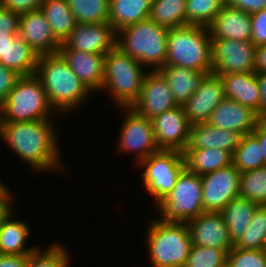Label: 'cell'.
<instances>
[{"mask_svg": "<svg viewBox=\"0 0 266 267\" xmlns=\"http://www.w3.org/2000/svg\"><path fill=\"white\" fill-rule=\"evenodd\" d=\"M52 120L4 123L0 137L36 172L62 171L58 131Z\"/></svg>", "mask_w": 266, "mask_h": 267, "instance_id": "6da1fadb", "label": "cell"}, {"mask_svg": "<svg viewBox=\"0 0 266 267\" xmlns=\"http://www.w3.org/2000/svg\"><path fill=\"white\" fill-rule=\"evenodd\" d=\"M35 75L41 81L55 114L76 110L92 92L74 74L59 52L39 56Z\"/></svg>", "mask_w": 266, "mask_h": 267, "instance_id": "7a4b0ae2", "label": "cell"}, {"mask_svg": "<svg viewBox=\"0 0 266 267\" xmlns=\"http://www.w3.org/2000/svg\"><path fill=\"white\" fill-rule=\"evenodd\" d=\"M168 30L148 18L121 28L116 46L144 67L160 70L166 64Z\"/></svg>", "mask_w": 266, "mask_h": 267, "instance_id": "3957f363", "label": "cell"}, {"mask_svg": "<svg viewBox=\"0 0 266 267\" xmlns=\"http://www.w3.org/2000/svg\"><path fill=\"white\" fill-rule=\"evenodd\" d=\"M165 65L212 72V39L209 27L188 24L169 29Z\"/></svg>", "mask_w": 266, "mask_h": 267, "instance_id": "277c9868", "label": "cell"}, {"mask_svg": "<svg viewBox=\"0 0 266 267\" xmlns=\"http://www.w3.org/2000/svg\"><path fill=\"white\" fill-rule=\"evenodd\" d=\"M136 59L115 46L105 55L102 89H106L116 107H131L139 98L144 77Z\"/></svg>", "mask_w": 266, "mask_h": 267, "instance_id": "5b68a950", "label": "cell"}, {"mask_svg": "<svg viewBox=\"0 0 266 267\" xmlns=\"http://www.w3.org/2000/svg\"><path fill=\"white\" fill-rule=\"evenodd\" d=\"M151 222L146 241L152 267H184L192 247L188 224L158 218Z\"/></svg>", "mask_w": 266, "mask_h": 267, "instance_id": "8992f818", "label": "cell"}, {"mask_svg": "<svg viewBox=\"0 0 266 267\" xmlns=\"http://www.w3.org/2000/svg\"><path fill=\"white\" fill-rule=\"evenodd\" d=\"M3 110L5 123L52 119L55 112L35 74L19 78L3 101Z\"/></svg>", "mask_w": 266, "mask_h": 267, "instance_id": "52a82bcc", "label": "cell"}, {"mask_svg": "<svg viewBox=\"0 0 266 267\" xmlns=\"http://www.w3.org/2000/svg\"><path fill=\"white\" fill-rule=\"evenodd\" d=\"M163 222H185L204 212L201 176L186 168L180 173L172 191L156 206Z\"/></svg>", "mask_w": 266, "mask_h": 267, "instance_id": "ba28073f", "label": "cell"}, {"mask_svg": "<svg viewBox=\"0 0 266 267\" xmlns=\"http://www.w3.org/2000/svg\"><path fill=\"white\" fill-rule=\"evenodd\" d=\"M138 165L144 168L143 184L153 196L155 206L172 191L178 176L185 169L183 152L178 150H159Z\"/></svg>", "mask_w": 266, "mask_h": 267, "instance_id": "9c48e42d", "label": "cell"}, {"mask_svg": "<svg viewBox=\"0 0 266 267\" xmlns=\"http://www.w3.org/2000/svg\"><path fill=\"white\" fill-rule=\"evenodd\" d=\"M126 113L119 133L118 150L137 153L135 161L139 164L160 149L156 143L151 119L138 114L131 107H122Z\"/></svg>", "mask_w": 266, "mask_h": 267, "instance_id": "30bf717a", "label": "cell"}, {"mask_svg": "<svg viewBox=\"0 0 266 267\" xmlns=\"http://www.w3.org/2000/svg\"><path fill=\"white\" fill-rule=\"evenodd\" d=\"M257 47L251 41L212 40V73L256 72Z\"/></svg>", "mask_w": 266, "mask_h": 267, "instance_id": "8fae6325", "label": "cell"}, {"mask_svg": "<svg viewBox=\"0 0 266 267\" xmlns=\"http://www.w3.org/2000/svg\"><path fill=\"white\" fill-rule=\"evenodd\" d=\"M240 171L230 164L201 176L204 212H221L239 196Z\"/></svg>", "mask_w": 266, "mask_h": 267, "instance_id": "7c38bea8", "label": "cell"}, {"mask_svg": "<svg viewBox=\"0 0 266 267\" xmlns=\"http://www.w3.org/2000/svg\"><path fill=\"white\" fill-rule=\"evenodd\" d=\"M178 106L166 78L159 70L148 71L144 77L140 96L131 106L148 119Z\"/></svg>", "mask_w": 266, "mask_h": 267, "instance_id": "4fadbf2b", "label": "cell"}, {"mask_svg": "<svg viewBox=\"0 0 266 267\" xmlns=\"http://www.w3.org/2000/svg\"><path fill=\"white\" fill-rule=\"evenodd\" d=\"M156 143L160 150L183 152L189 142L190 123L182 106L164 111L151 119Z\"/></svg>", "mask_w": 266, "mask_h": 267, "instance_id": "5bb4252c", "label": "cell"}, {"mask_svg": "<svg viewBox=\"0 0 266 267\" xmlns=\"http://www.w3.org/2000/svg\"><path fill=\"white\" fill-rule=\"evenodd\" d=\"M226 98L221 77L208 73L199 88L182 105L190 124L207 122L212 112Z\"/></svg>", "mask_w": 266, "mask_h": 267, "instance_id": "9a60e30c", "label": "cell"}, {"mask_svg": "<svg viewBox=\"0 0 266 267\" xmlns=\"http://www.w3.org/2000/svg\"><path fill=\"white\" fill-rule=\"evenodd\" d=\"M116 40L117 32L109 22L76 23L63 43L70 49L106 55L116 46Z\"/></svg>", "mask_w": 266, "mask_h": 267, "instance_id": "2e32d148", "label": "cell"}, {"mask_svg": "<svg viewBox=\"0 0 266 267\" xmlns=\"http://www.w3.org/2000/svg\"><path fill=\"white\" fill-rule=\"evenodd\" d=\"M187 224L192 245L225 250L227 253L234 246L220 212H203Z\"/></svg>", "mask_w": 266, "mask_h": 267, "instance_id": "e0dca14e", "label": "cell"}, {"mask_svg": "<svg viewBox=\"0 0 266 267\" xmlns=\"http://www.w3.org/2000/svg\"><path fill=\"white\" fill-rule=\"evenodd\" d=\"M18 35L38 56L59 52L61 43L54 36L41 9L20 15Z\"/></svg>", "mask_w": 266, "mask_h": 267, "instance_id": "ac0fdd59", "label": "cell"}, {"mask_svg": "<svg viewBox=\"0 0 266 267\" xmlns=\"http://www.w3.org/2000/svg\"><path fill=\"white\" fill-rule=\"evenodd\" d=\"M59 53L85 86L92 92L102 90L105 55L70 49L64 43Z\"/></svg>", "mask_w": 266, "mask_h": 267, "instance_id": "d6986e66", "label": "cell"}, {"mask_svg": "<svg viewBox=\"0 0 266 267\" xmlns=\"http://www.w3.org/2000/svg\"><path fill=\"white\" fill-rule=\"evenodd\" d=\"M259 121L258 114L234 100L225 98L212 112L208 123L215 128L251 134Z\"/></svg>", "mask_w": 266, "mask_h": 267, "instance_id": "ffe728a7", "label": "cell"}, {"mask_svg": "<svg viewBox=\"0 0 266 267\" xmlns=\"http://www.w3.org/2000/svg\"><path fill=\"white\" fill-rule=\"evenodd\" d=\"M208 27L212 40L251 41L250 14L234 8L228 3L224 5Z\"/></svg>", "mask_w": 266, "mask_h": 267, "instance_id": "44dd1931", "label": "cell"}, {"mask_svg": "<svg viewBox=\"0 0 266 267\" xmlns=\"http://www.w3.org/2000/svg\"><path fill=\"white\" fill-rule=\"evenodd\" d=\"M242 135L236 131L215 128L208 122L190 125L186 149H221L234 154Z\"/></svg>", "mask_w": 266, "mask_h": 267, "instance_id": "7402d4cb", "label": "cell"}, {"mask_svg": "<svg viewBox=\"0 0 266 267\" xmlns=\"http://www.w3.org/2000/svg\"><path fill=\"white\" fill-rule=\"evenodd\" d=\"M38 58L37 53L19 35L0 38V63L19 75L35 74Z\"/></svg>", "mask_w": 266, "mask_h": 267, "instance_id": "603a6c76", "label": "cell"}, {"mask_svg": "<svg viewBox=\"0 0 266 267\" xmlns=\"http://www.w3.org/2000/svg\"><path fill=\"white\" fill-rule=\"evenodd\" d=\"M226 98L249 107L260 119V90L257 72H243L220 75Z\"/></svg>", "mask_w": 266, "mask_h": 267, "instance_id": "cb8c5ba5", "label": "cell"}, {"mask_svg": "<svg viewBox=\"0 0 266 267\" xmlns=\"http://www.w3.org/2000/svg\"><path fill=\"white\" fill-rule=\"evenodd\" d=\"M159 71L166 78L178 106H182L199 88L204 77L211 73L174 65H164Z\"/></svg>", "mask_w": 266, "mask_h": 267, "instance_id": "d4e9b609", "label": "cell"}, {"mask_svg": "<svg viewBox=\"0 0 266 267\" xmlns=\"http://www.w3.org/2000/svg\"><path fill=\"white\" fill-rule=\"evenodd\" d=\"M14 211L11 208L1 220L0 254L29 255L38 247H26L25 242L31 231L24 221L12 218Z\"/></svg>", "mask_w": 266, "mask_h": 267, "instance_id": "484cf974", "label": "cell"}, {"mask_svg": "<svg viewBox=\"0 0 266 267\" xmlns=\"http://www.w3.org/2000/svg\"><path fill=\"white\" fill-rule=\"evenodd\" d=\"M185 168L200 176L214 172L233 163V155L221 149H185Z\"/></svg>", "mask_w": 266, "mask_h": 267, "instance_id": "4316f807", "label": "cell"}, {"mask_svg": "<svg viewBox=\"0 0 266 267\" xmlns=\"http://www.w3.org/2000/svg\"><path fill=\"white\" fill-rule=\"evenodd\" d=\"M153 0H110L108 22L118 32L121 28L149 18Z\"/></svg>", "mask_w": 266, "mask_h": 267, "instance_id": "83f0119b", "label": "cell"}, {"mask_svg": "<svg viewBox=\"0 0 266 267\" xmlns=\"http://www.w3.org/2000/svg\"><path fill=\"white\" fill-rule=\"evenodd\" d=\"M259 205L241 196L232 199L220 212L233 244L244 234Z\"/></svg>", "mask_w": 266, "mask_h": 267, "instance_id": "f1b7e54d", "label": "cell"}, {"mask_svg": "<svg viewBox=\"0 0 266 267\" xmlns=\"http://www.w3.org/2000/svg\"><path fill=\"white\" fill-rule=\"evenodd\" d=\"M40 9L56 39L63 43L76 24L68 0H45Z\"/></svg>", "mask_w": 266, "mask_h": 267, "instance_id": "f546056e", "label": "cell"}, {"mask_svg": "<svg viewBox=\"0 0 266 267\" xmlns=\"http://www.w3.org/2000/svg\"><path fill=\"white\" fill-rule=\"evenodd\" d=\"M186 0H153L149 18L167 29L187 25Z\"/></svg>", "mask_w": 266, "mask_h": 267, "instance_id": "4dcf8cb0", "label": "cell"}, {"mask_svg": "<svg viewBox=\"0 0 266 267\" xmlns=\"http://www.w3.org/2000/svg\"><path fill=\"white\" fill-rule=\"evenodd\" d=\"M233 164L240 172L251 171L266 165L262 145L253 133L241 137L233 154Z\"/></svg>", "mask_w": 266, "mask_h": 267, "instance_id": "1f68e13d", "label": "cell"}, {"mask_svg": "<svg viewBox=\"0 0 266 267\" xmlns=\"http://www.w3.org/2000/svg\"><path fill=\"white\" fill-rule=\"evenodd\" d=\"M110 0H68L76 23L108 22Z\"/></svg>", "mask_w": 266, "mask_h": 267, "instance_id": "d6a6232c", "label": "cell"}, {"mask_svg": "<svg viewBox=\"0 0 266 267\" xmlns=\"http://www.w3.org/2000/svg\"><path fill=\"white\" fill-rule=\"evenodd\" d=\"M241 249H266V206H258L244 234L234 244Z\"/></svg>", "mask_w": 266, "mask_h": 267, "instance_id": "836d02e7", "label": "cell"}, {"mask_svg": "<svg viewBox=\"0 0 266 267\" xmlns=\"http://www.w3.org/2000/svg\"><path fill=\"white\" fill-rule=\"evenodd\" d=\"M239 196L266 206V165L240 173Z\"/></svg>", "mask_w": 266, "mask_h": 267, "instance_id": "e575fe53", "label": "cell"}, {"mask_svg": "<svg viewBox=\"0 0 266 267\" xmlns=\"http://www.w3.org/2000/svg\"><path fill=\"white\" fill-rule=\"evenodd\" d=\"M226 3L227 0H186L187 25L209 26Z\"/></svg>", "mask_w": 266, "mask_h": 267, "instance_id": "d590c367", "label": "cell"}, {"mask_svg": "<svg viewBox=\"0 0 266 267\" xmlns=\"http://www.w3.org/2000/svg\"><path fill=\"white\" fill-rule=\"evenodd\" d=\"M69 261L67 249L58 243L43 250L38 247L27 255V267H69Z\"/></svg>", "mask_w": 266, "mask_h": 267, "instance_id": "8d00e7d4", "label": "cell"}, {"mask_svg": "<svg viewBox=\"0 0 266 267\" xmlns=\"http://www.w3.org/2000/svg\"><path fill=\"white\" fill-rule=\"evenodd\" d=\"M225 250L192 245L184 267H227Z\"/></svg>", "mask_w": 266, "mask_h": 267, "instance_id": "74e56055", "label": "cell"}, {"mask_svg": "<svg viewBox=\"0 0 266 267\" xmlns=\"http://www.w3.org/2000/svg\"><path fill=\"white\" fill-rule=\"evenodd\" d=\"M227 267H266V249L234 247L228 252Z\"/></svg>", "mask_w": 266, "mask_h": 267, "instance_id": "f35d334b", "label": "cell"}, {"mask_svg": "<svg viewBox=\"0 0 266 267\" xmlns=\"http://www.w3.org/2000/svg\"><path fill=\"white\" fill-rule=\"evenodd\" d=\"M20 14L0 6V38H14L19 33Z\"/></svg>", "mask_w": 266, "mask_h": 267, "instance_id": "ab89813d", "label": "cell"}, {"mask_svg": "<svg viewBox=\"0 0 266 267\" xmlns=\"http://www.w3.org/2000/svg\"><path fill=\"white\" fill-rule=\"evenodd\" d=\"M251 42L256 46L266 44V9L250 15Z\"/></svg>", "mask_w": 266, "mask_h": 267, "instance_id": "60d3db41", "label": "cell"}, {"mask_svg": "<svg viewBox=\"0 0 266 267\" xmlns=\"http://www.w3.org/2000/svg\"><path fill=\"white\" fill-rule=\"evenodd\" d=\"M44 1L45 0H0V6L21 15L26 12L39 10Z\"/></svg>", "mask_w": 266, "mask_h": 267, "instance_id": "b9f144b4", "label": "cell"}, {"mask_svg": "<svg viewBox=\"0 0 266 267\" xmlns=\"http://www.w3.org/2000/svg\"><path fill=\"white\" fill-rule=\"evenodd\" d=\"M21 75L0 63V100L4 101Z\"/></svg>", "mask_w": 266, "mask_h": 267, "instance_id": "7bdbcfd3", "label": "cell"}, {"mask_svg": "<svg viewBox=\"0 0 266 267\" xmlns=\"http://www.w3.org/2000/svg\"><path fill=\"white\" fill-rule=\"evenodd\" d=\"M227 3L250 15L266 9V0H227Z\"/></svg>", "mask_w": 266, "mask_h": 267, "instance_id": "ee69618b", "label": "cell"}, {"mask_svg": "<svg viewBox=\"0 0 266 267\" xmlns=\"http://www.w3.org/2000/svg\"><path fill=\"white\" fill-rule=\"evenodd\" d=\"M0 267H27V255L0 254Z\"/></svg>", "mask_w": 266, "mask_h": 267, "instance_id": "f6af8a7d", "label": "cell"}, {"mask_svg": "<svg viewBox=\"0 0 266 267\" xmlns=\"http://www.w3.org/2000/svg\"><path fill=\"white\" fill-rule=\"evenodd\" d=\"M257 82L260 90V119L266 120V73H257Z\"/></svg>", "mask_w": 266, "mask_h": 267, "instance_id": "bcb514c9", "label": "cell"}, {"mask_svg": "<svg viewBox=\"0 0 266 267\" xmlns=\"http://www.w3.org/2000/svg\"><path fill=\"white\" fill-rule=\"evenodd\" d=\"M252 133L258 138L260 144L262 145V153L266 164V120L259 119L256 128Z\"/></svg>", "mask_w": 266, "mask_h": 267, "instance_id": "7dc6e473", "label": "cell"}, {"mask_svg": "<svg viewBox=\"0 0 266 267\" xmlns=\"http://www.w3.org/2000/svg\"><path fill=\"white\" fill-rule=\"evenodd\" d=\"M10 188H7L1 195H0V221L2 218L7 214V212L13 208L10 204H12V195ZM11 200V201H10ZM11 202V203H10Z\"/></svg>", "mask_w": 266, "mask_h": 267, "instance_id": "c3c4849f", "label": "cell"}, {"mask_svg": "<svg viewBox=\"0 0 266 267\" xmlns=\"http://www.w3.org/2000/svg\"><path fill=\"white\" fill-rule=\"evenodd\" d=\"M255 69L257 73H266V44L257 47Z\"/></svg>", "mask_w": 266, "mask_h": 267, "instance_id": "681fc988", "label": "cell"}, {"mask_svg": "<svg viewBox=\"0 0 266 267\" xmlns=\"http://www.w3.org/2000/svg\"><path fill=\"white\" fill-rule=\"evenodd\" d=\"M4 110H3V101L0 100V133L4 126Z\"/></svg>", "mask_w": 266, "mask_h": 267, "instance_id": "f907efd6", "label": "cell"}, {"mask_svg": "<svg viewBox=\"0 0 266 267\" xmlns=\"http://www.w3.org/2000/svg\"><path fill=\"white\" fill-rule=\"evenodd\" d=\"M8 187L5 186L4 183L1 182L0 180V195L7 189Z\"/></svg>", "mask_w": 266, "mask_h": 267, "instance_id": "816d5d0a", "label": "cell"}]
</instances>
